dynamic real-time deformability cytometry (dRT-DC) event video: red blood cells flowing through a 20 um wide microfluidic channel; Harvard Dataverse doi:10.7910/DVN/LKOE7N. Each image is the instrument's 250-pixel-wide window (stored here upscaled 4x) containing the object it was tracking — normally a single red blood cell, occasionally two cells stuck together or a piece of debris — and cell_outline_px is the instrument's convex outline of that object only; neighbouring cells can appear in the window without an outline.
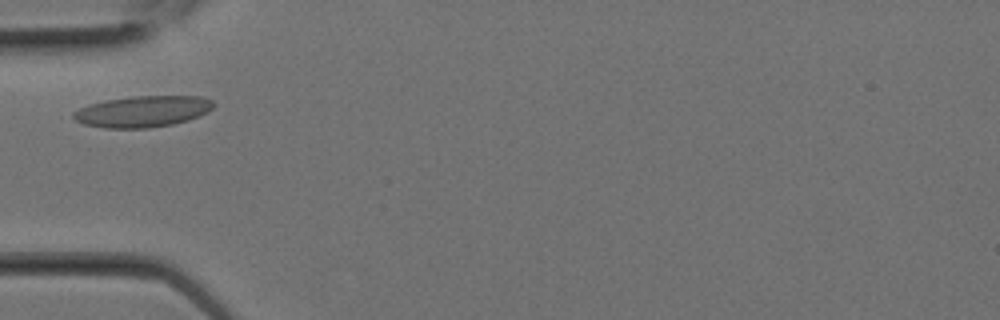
{"species": "Egyptian fruit bat (a non-hibernating species)", "species_latin": "Rousettus aegyptiacus", "temperature_condition": "room temperature", "stored_images_in_passage": 5, "camera_frame_rate_fps": 3000, "um_per_image_px": 0.085, "animal": {"sex": "female"}, "frame": {"image": 1, "passage_image": 3, "time_ms": 0.667, "image_size_px": [1000, 320], "cell_outline_px": [[216, 104], [208, 112], [188, 120], [172, 124], [148, 128], [104, 128], [84, 124], [76, 120], [72, 116], [72, 112], [88, 104], [104, 100], [132, 96], [200, 96], [212, 100]], "centroid_in_image_um": [12.12, 9.47], "position_along_channel_um": 72.9, "area_um2": 25.61}}